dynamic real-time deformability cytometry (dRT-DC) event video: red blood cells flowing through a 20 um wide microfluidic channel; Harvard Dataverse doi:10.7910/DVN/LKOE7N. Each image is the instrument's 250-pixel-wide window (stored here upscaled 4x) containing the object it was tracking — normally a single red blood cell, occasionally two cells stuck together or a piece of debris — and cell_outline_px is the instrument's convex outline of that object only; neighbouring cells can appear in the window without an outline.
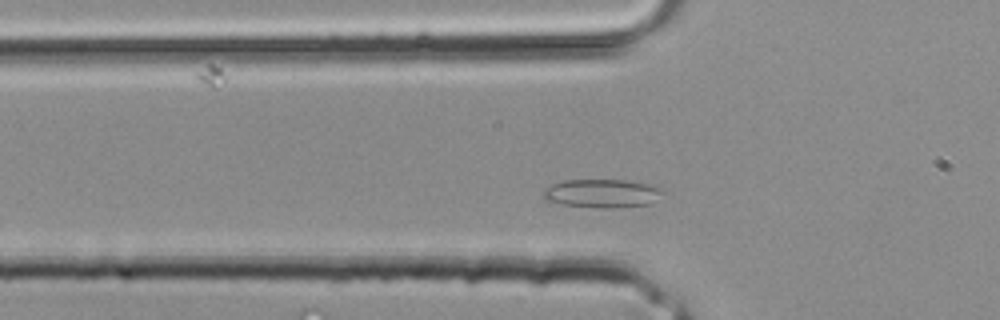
{"species": "common noctule bat (a hibernating species)", "species_latin": "Nyctalus noctula", "temperature_condition": "room temperature", "stored_images_in_passage": 25, "camera_frame_rate_fps": 3000, "um_per_image_px": 0.085, "animal": {"sex": "male", "body_mass_g": 20.4}, "frame": {"image": 1, "passage_image": 4, "time_ms": 1.0, "image_size_px": [1000, 320], "cell_outline_px": [[664, 192], [652, 204], [616, 208], [604, 208], [564, 204], [544, 200], [544, 188], [552, 184], [564, 180], [628, 180], [652, 184], [660, 188]], "centroid_in_image_um": [51.22, 16.43], "position_along_channel_um": 74.6, "area_um2": 19.94}}
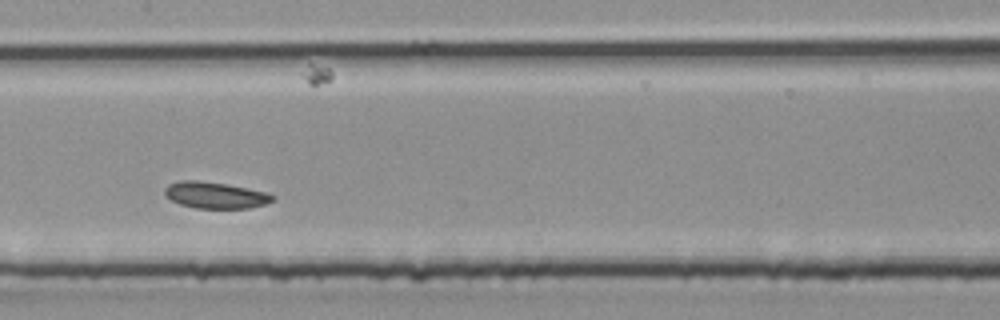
{"frame": {"image": 2, "passage_image": 10, "time_ms": 3.0, "image_size_px": [1000, 320], "cell_outline_px": [[276, 200], [264, 204], [248, 208], [196, 208], [180, 204], [164, 196], [164, 188], [168, 184], [180, 180], [196, 180], [224, 184], [268, 192], [276, 196]], "centroid_in_image_um": [18.29, 16.59], "position_along_channel_um": 189.1, "area_um2": 16.65}}
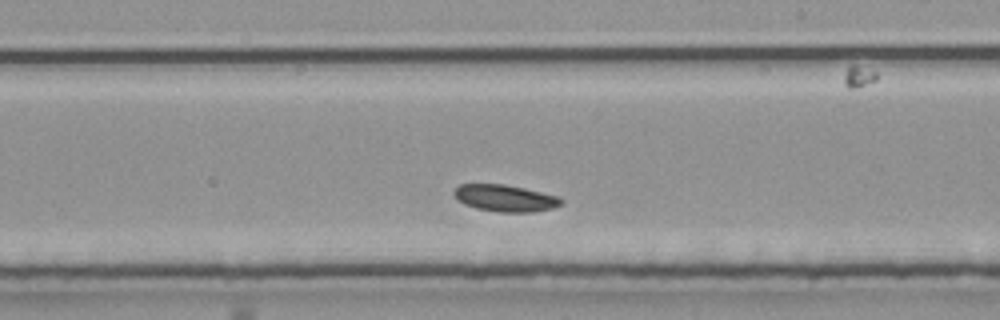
{"frame": {"image": 3, "passage_image": 13, "time_ms": 4.0, "image_size_px": [1000, 320], "cell_outline_px": [[564, 200], [560, 204], [552, 208], [532, 212], [500, 212], [476, 208], [464, 204], [452, 192], [460, 184], [504, 184], [524, 188], [560, 196]], "centroid_in_image_um": [42.96, 16.84], "position_along_channel_um": 246.0, "area_um2": 16.65}}